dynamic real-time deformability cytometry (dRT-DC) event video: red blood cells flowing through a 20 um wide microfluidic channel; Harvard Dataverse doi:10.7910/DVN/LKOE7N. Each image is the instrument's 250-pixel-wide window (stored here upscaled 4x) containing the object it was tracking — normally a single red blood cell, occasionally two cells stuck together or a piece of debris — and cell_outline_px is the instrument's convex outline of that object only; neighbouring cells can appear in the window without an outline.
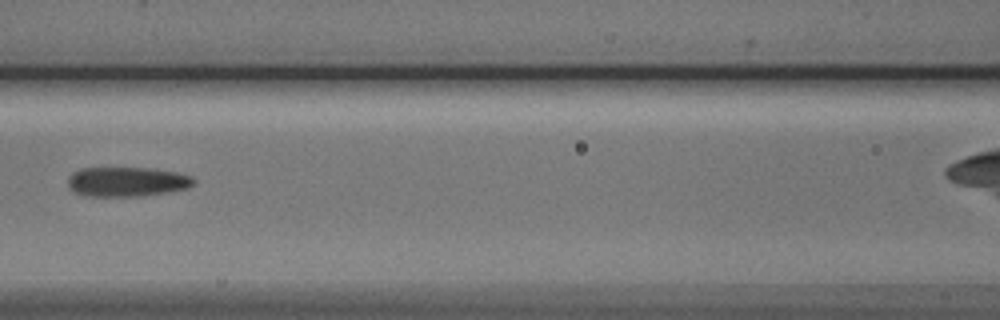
{"species": "Egyptian fruit bat (a non-hibernating species)", "species_latin": "Rousettus aegyptiacus", "temperature_condition": "cold", "stored_images_in_passage": 5, "camera_frame_rate_fps": 3000, "um_per_image_px": 0.085, "animal": {"sex": "male"}, "frame": {"image": 1, "passage_image": 4, "time_ms": 4.333, "image_size_px": [1000, 320], "cell_outline_px": [[196, 180], [188, 188], [172, 192], [136, 196], [92, 196], [76, 192], [68, 184], [68, 176], [72, 172], [80, 168], [152, 168], [192, 176]], "centroid_in_image_um": [10.81, 15.44], "position_along_channel_um": 155.8, "area_um2": 21.56}}